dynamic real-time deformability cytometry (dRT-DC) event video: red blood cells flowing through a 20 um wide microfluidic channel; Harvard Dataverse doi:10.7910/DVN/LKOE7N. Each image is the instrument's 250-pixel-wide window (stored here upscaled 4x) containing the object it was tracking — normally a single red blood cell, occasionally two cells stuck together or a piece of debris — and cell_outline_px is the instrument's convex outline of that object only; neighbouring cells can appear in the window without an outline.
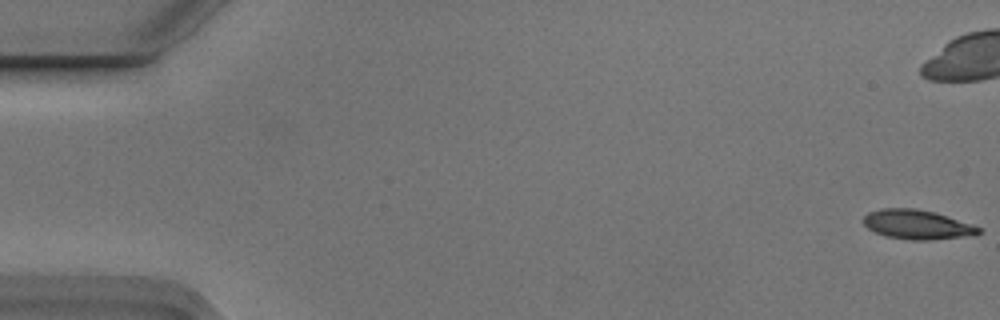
{"species": "Egyptian fruit bat (a non-hibernating species)", "species_latin": "Rousettus aegyptiacus", "temperature_condition": "cold", "stored_images_in_passage": 10, "camera_frame_rate_fps": 3000, "um_per_image_px": 0.085, "animal": {"sex": "male"}, "frame": {"image": 1, "passage_image": 1, "time_ms": 0.0, "image_size_px": [1000, 320], "cell_outline_px": [[980, 232], [976, 236], [932, 240], [908, 240], [888, 236], [876, 232], [868, 228], [864, 224], [864, 216], [868, 212], [880, 208], [916, 208], [948, 216], [972, 224], [980, 228]], "centroid_in_image_um": [77.99, 19.09], "position_along_channel_um": 7.0, "area_um2": 19.83}}
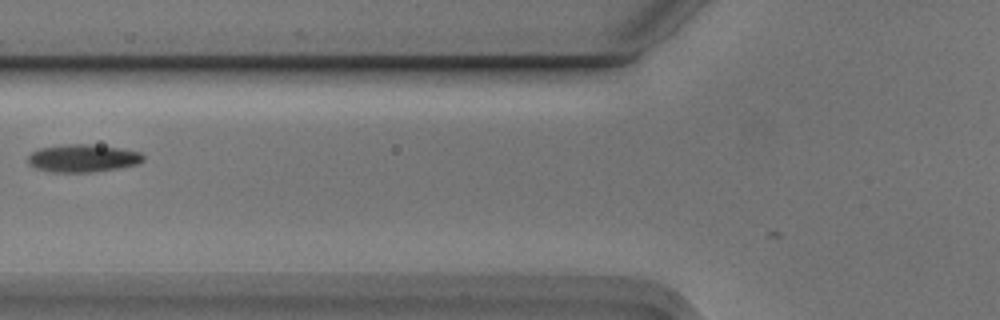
{"frame": {"image": 2, "passage_image": 9, "time_ms": 2.667, "image_size_px": [1000, 320], "cell_outline_px": [[144, 160], [136, 164], [116, 168], [92, 172], [52, 172], [36, 168], [28, 164], [28, 156], [32, 152], [40, 148], [68, 144], [88, 144], [120, 148], [140, 152], [144, 156]], "centroid_in_image_um": [7.02, 13.45], "position_along_channel_um": 118.8, "area_um2": 18.44}}
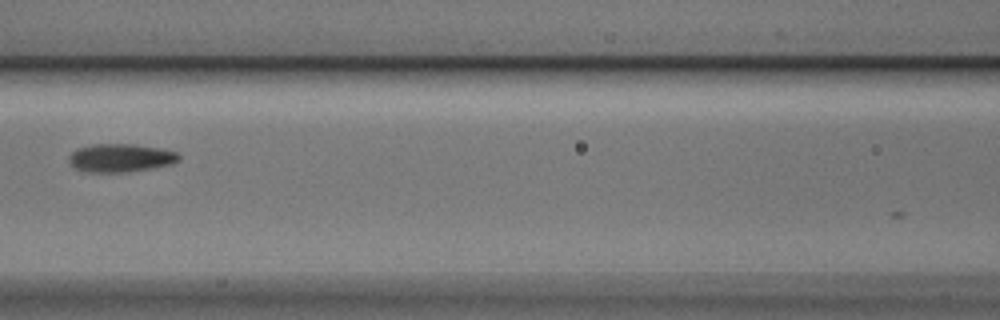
{"frame": {"image": 3, "passage_image": 10, "time_ms": 3.0, "image_size_px": [1000, 320], "cell_outline_px": [[180, 160], [168, 164], [152, 168], [124, 172], [88, 172], [76, 168], [68, 160], [68, 156], [72, 152], [80, 148], [92, 144], [136, 144], [160, 148], [176, 152], [180, 156]], "centroid_in_image_um": [10.25, 13.41], "position_along_channel_um": 156.4, "area_um2": 17.92}}